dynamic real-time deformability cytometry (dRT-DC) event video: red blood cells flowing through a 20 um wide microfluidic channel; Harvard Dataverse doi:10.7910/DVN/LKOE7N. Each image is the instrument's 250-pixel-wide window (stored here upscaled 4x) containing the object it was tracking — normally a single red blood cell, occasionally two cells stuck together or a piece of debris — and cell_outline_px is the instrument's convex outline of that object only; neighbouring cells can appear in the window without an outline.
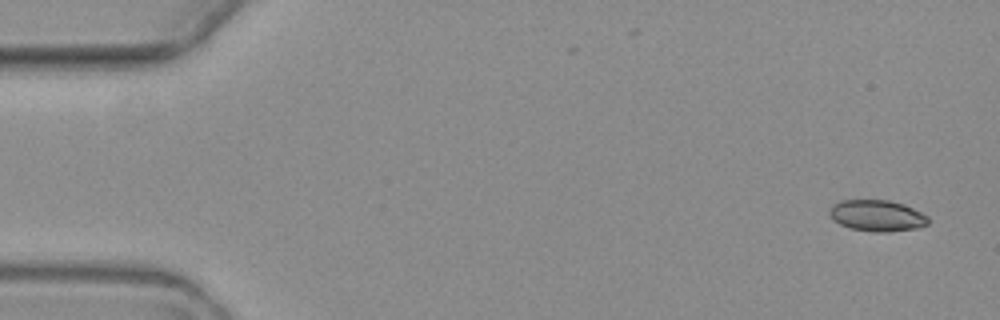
{"species": "common noctule bat (a hibernating species)", "species_latin": "Nyctalus noctula", "temperature_condition": "warm", "stored_images_in_passage": 4, "camera_frame_rate_fps": 3000, "um_per_image_px": 0.085, "animal": {"sex": "female", "body_mass_g": 19.3, "forearm_length_mm": 54.1}, "frame": {"image": 1, "passage_image": 1, "time_ms": 0.0, "image_size_px": [1000, 320], "cell_outline_px": [[928, 224], [920, 228], [888, 232], [872, 232], [852, 228], [840, 224], [832, 220], [828, 212], [832, 204], [840, 200], [888, 200], [904, 204], [928, 216]], "centroid_in_image_um": [74.54, 18.33], "position_along_channel_um": 10.5, "area_um2": 18.15}}
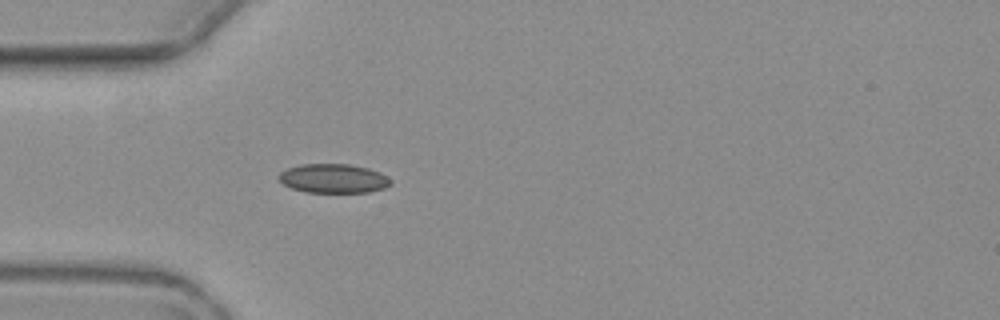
{"frame": {"image": 2, "passage_image": 4, "time_ms": 4.667, "image_size_px": [1000, 320], "cell_outline_px": [[392, 184], [384, 188], [368, 192], [304, 192], [292, 188], [284, 184], [276, 176], [280, 172], [288, 168], [300, 164], [348, 164], [368, 168], [380, 172], [388, 176], [392, 180]], "centroid_in_image_um": [28.35, 15.16], "position_along_channel_um": 56.6, "area_um2": 19.07}}